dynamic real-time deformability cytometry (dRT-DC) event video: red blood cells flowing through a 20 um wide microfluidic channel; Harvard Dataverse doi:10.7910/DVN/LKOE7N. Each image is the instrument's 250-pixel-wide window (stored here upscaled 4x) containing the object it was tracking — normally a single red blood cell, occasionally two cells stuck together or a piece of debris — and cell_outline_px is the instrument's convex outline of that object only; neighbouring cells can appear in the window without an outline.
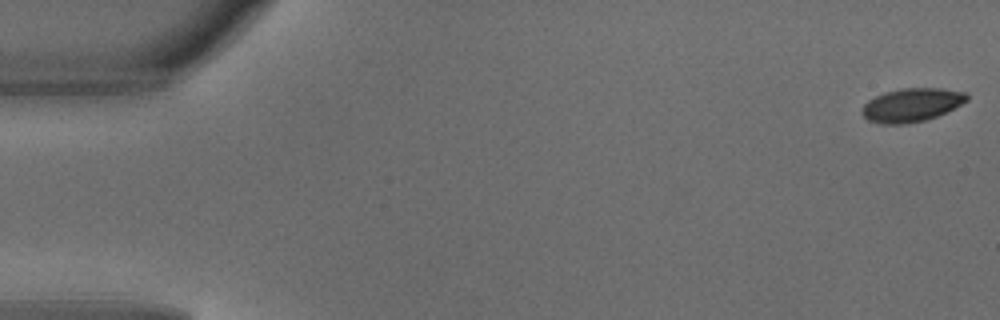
{"species": "common noctule bat (a hibernating species)", "species_latin": "Nyctalus noctula", "temperature_condition": "warm", "stored_images_in_passage": 4, "camera_frame_rate_fps": 3000, "um_per_image_px": 0.085, "animal": {"sex": "male", "body_mass_g": 18.8}, "frame": {"image": 1, "passage_image": 1, "time_ms": 0.0, "image_size_px": [1000, 320], "cell_outline_px": [[968, 100], [936, 116], [924, 120], [904, 124], [880, 124], [868, 120], [860, 112], [864, 104], [868, 100], [884, 92], [900, 88], [940, 88], [968, 92]], "centroid_in_image_um": [77.46, 8.91], "position_along_channel_um": 7.5, "area_um2": 20.4}}